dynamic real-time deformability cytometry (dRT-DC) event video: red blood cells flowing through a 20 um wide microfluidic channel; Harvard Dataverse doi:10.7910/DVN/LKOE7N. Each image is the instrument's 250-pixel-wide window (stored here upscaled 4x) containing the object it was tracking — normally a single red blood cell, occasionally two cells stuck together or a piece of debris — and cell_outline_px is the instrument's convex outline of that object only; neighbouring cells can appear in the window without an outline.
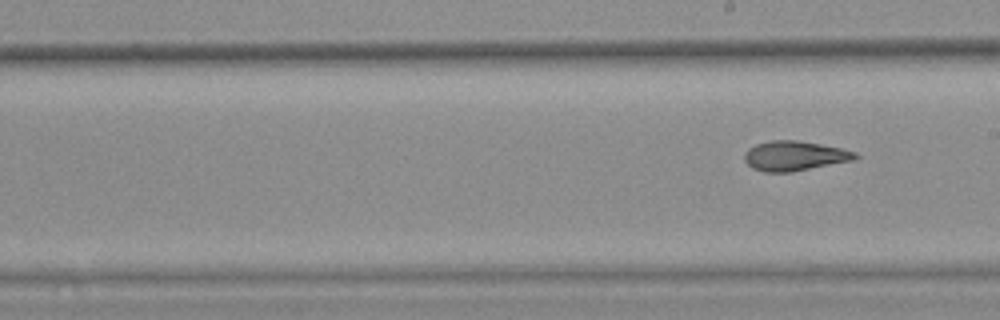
{"species": "common noctule bat (a hibernating species)", "species_latin": "Nyctalus noctula", "temperature_condition": "warm", "stored_images_in_passage": 10, "segment_of_instrument_passage": [2, 2], "camera_frame_rate_fps": 3000, "um_per_image_px": 0.085, "animal": {"sex": "female", "body_mass_g": 25.1}, "frame": {"image": 1, "passage_image": 10, "time_ms": 3.0, "image_size_px": [1000, 320], "cell_outline_px": [[860, 156], [852, 160], [792, 172], [764, 172], [752, 168], [744, 160], [744, 152], [748, 148], [756, 144], [772, 140], [796, 140], [820, 144], [840, 148], [856, 152]], "centroid_in_image_um": [67.5, 13.25], "position_along_channel_um": 221.5, "area_um2": 19.13}}